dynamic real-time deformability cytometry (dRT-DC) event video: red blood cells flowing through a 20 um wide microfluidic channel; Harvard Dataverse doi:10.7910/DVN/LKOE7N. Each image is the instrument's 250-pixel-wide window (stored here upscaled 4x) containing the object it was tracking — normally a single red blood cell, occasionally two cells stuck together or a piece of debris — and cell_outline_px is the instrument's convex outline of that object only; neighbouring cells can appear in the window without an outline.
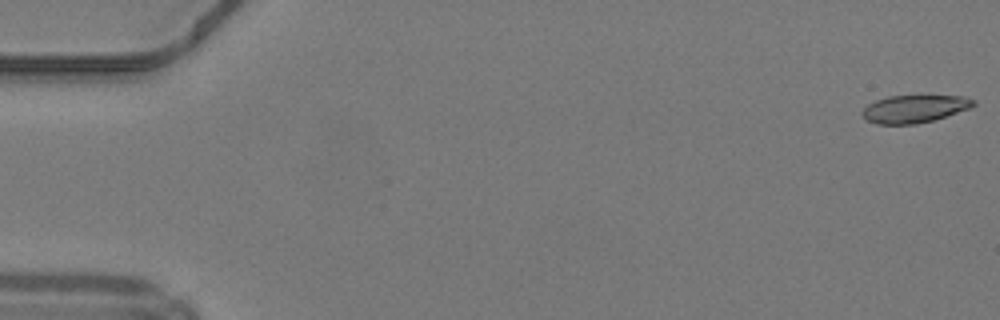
{"species": "common noctule bat (a hibernating species)", "species_latin": "Nyctalus noctula", "temperature_condition": "warm", "stored_images_in_passage": 7, "camera_frame_rate_fps": 3000, "um_per_image_px": 0.085, "animal": {"sex": "male", "body_mass_g": 19.2, "forearm_length_mm": 51.8}, "frame": {"image": 1, "passage_image": 1, "time_ms": 0.0, "image_size_px": [1000, 320], "cell_outline_px": [[976, 104], [972, 108], [932, 120], [916, 124], [876, 124], [868, 120], [860, 112], [868, 104], [876, 100], [888, 96], [964, 96], [976, 100]], "centroid_in_image_um": [77.75, 9.24], "position_along_channel_um": 7.3, "area_um2": 17.86}}